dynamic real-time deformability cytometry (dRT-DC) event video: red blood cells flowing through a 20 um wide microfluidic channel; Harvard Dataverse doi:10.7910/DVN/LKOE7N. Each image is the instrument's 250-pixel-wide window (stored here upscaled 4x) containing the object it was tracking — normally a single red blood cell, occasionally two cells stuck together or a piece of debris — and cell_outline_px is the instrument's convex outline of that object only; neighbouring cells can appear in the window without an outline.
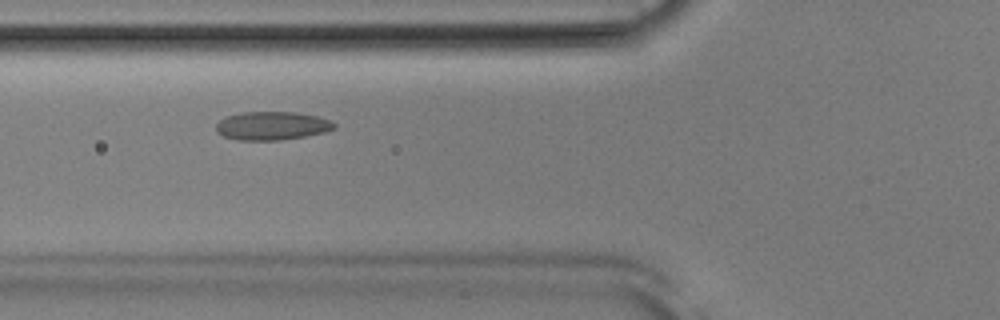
{"species": "Egyptian fruit bat (a non-hibernating species)", "species_latin": "Rousettus aegyptiacus", "temperature_condition": "room temperature", "stored_images_in_passage": 46, "camera_frame_rate_fps": 3000, "um_per_image_px": 0.085, "animal": {"sex": "male"}, "frame": {"image": 1, "passage_image": 13, "time_ms": 4.0, "image_size_px": [1000, 320], "cell_outline_px": [[336, 128], [324, 132], [304, 136], [280, 140], [236, 140], [224, 136], [216, 132], [216, 124], [220, 120], [228, 116], [240, 112], [296, 112], [316, 116], [328, 120], [336, 124]], "centroid_in_image_um": [23.09, 10.69], "position_along_channel_um": 102.7, "area_um2": 19.48}}
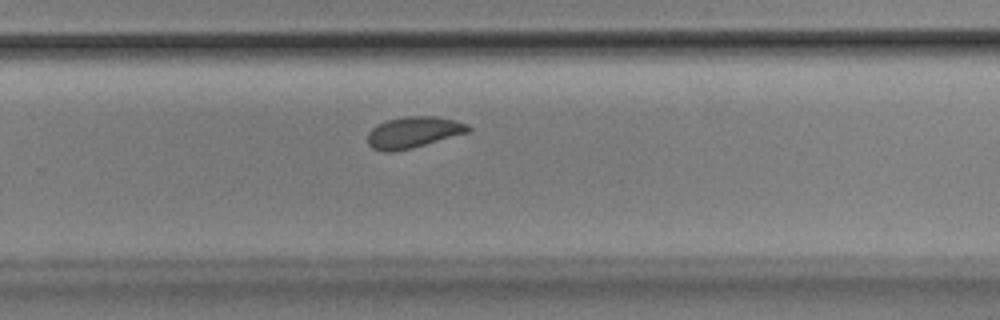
{"frame": {"image": 2, "passage_image": 28, "time_ms": 9.0, "image_size_px": [1000, 320], "cell_outline_px": [[472, 128], [468, 132], [412, 148], [392, 152], [384, 152], [372, 148], [368, 144], [368, 132], [376, 124], [384, 120], [404, 116], [436, 116], [456, 120], [468, 124]], "centroid_in_image_um": [35.11, 11.23], "position_along_channel_um": 294.7, "area_um2": 18.5}}
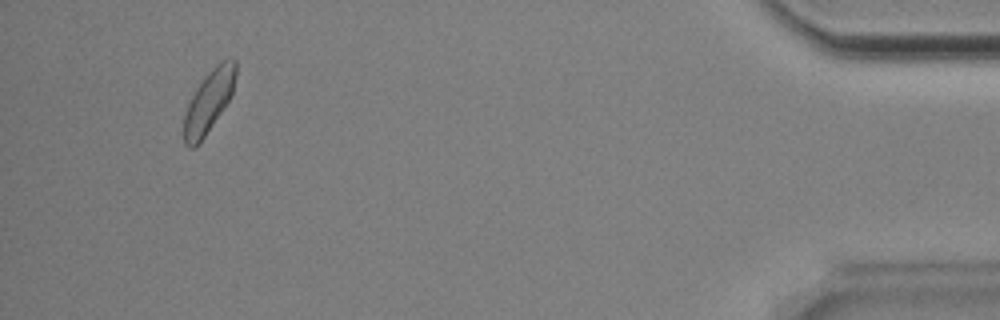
{"frame": {"image": 3, "passage_image": 43, "time_ms": 14.0, "image_size_px": [1000, 320], "cell_outline_px": [[236, 76], [232, 96], [204, 136], [192, 148], [188, 148], [184, 144], [184, 116], [188, 104], [196, 88], [204, 76], [220, 60], [228, 56], [236, 60]], "centroid_in_image_um": [17.78, 8.54], "position_along_channel_um": 417.4, "area_um2": 18.73}, "authors_computed_cell_mechanics": {"area_um2": 18.8428, "velocity_mm_per_s": 3.8526, "shape_relaxation_time_tau1_ms": 3.2947, "shape_relaxation_time_tau2_ms": 2.1519, "deformation_change_tau1": 0.0846, "deformation_change_tau2": 0.055}}